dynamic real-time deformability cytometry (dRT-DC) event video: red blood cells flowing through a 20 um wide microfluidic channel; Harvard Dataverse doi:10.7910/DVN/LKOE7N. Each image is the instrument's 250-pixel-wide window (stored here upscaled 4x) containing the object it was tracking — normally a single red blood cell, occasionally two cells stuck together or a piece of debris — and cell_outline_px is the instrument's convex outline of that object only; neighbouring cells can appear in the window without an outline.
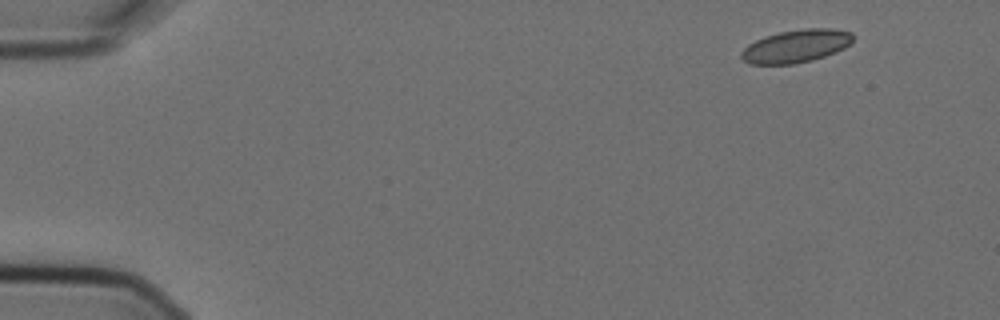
{"species": "Egyptian fruit bat (a non-hibernating species)", "species_latin": "Rousettus aegyptiacus", "temperature_condition": "cold", "stored_images_in_passage": 6, "camera_frame_rate_fps": 3000, "um_per_image_px": 0.085, "animal": {"sex": "female"}, "frame": {"image": 1, "passage_image": 1, "time_ms": 0.0, "image_size_px": [1000, 320], "cell_outline_px": [[852, 40], [844, 48], [836, 52], [812, 60], [792, 64], [748, 64], [740, 56], [740, 52], [748, 44], [764, 36], [780, 32], [804, 28], [832, 28], [852, 32]], "centroid_in_image_um": [67.64, 3.91], "position_along_channel_um": 17.4, "area_um2": 21.39}}
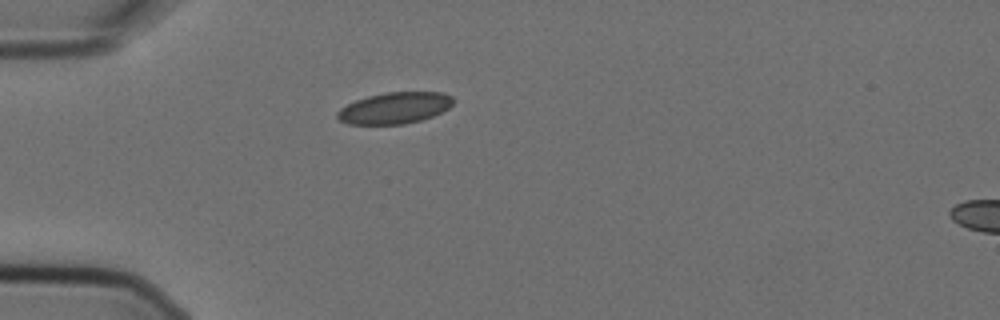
{"frame": {"image": 2, "passage_image": 4, "time_ms": 1.0, "image_size_px": [1000, 320], "cell_outline_px": [[452, 104], [448, 108], [432, 116], [420, 120], [404, 124], [348, 124], [340, 120], [336, 116], [336, 112], [340, 108], [356, 100], [368, 96], [388, 92], [444, 92], [452, 96]], "centroid_in_image_um": [33.53, 9.17], "position_along_channel_um": 51.5, "area_um2": 21.04}}